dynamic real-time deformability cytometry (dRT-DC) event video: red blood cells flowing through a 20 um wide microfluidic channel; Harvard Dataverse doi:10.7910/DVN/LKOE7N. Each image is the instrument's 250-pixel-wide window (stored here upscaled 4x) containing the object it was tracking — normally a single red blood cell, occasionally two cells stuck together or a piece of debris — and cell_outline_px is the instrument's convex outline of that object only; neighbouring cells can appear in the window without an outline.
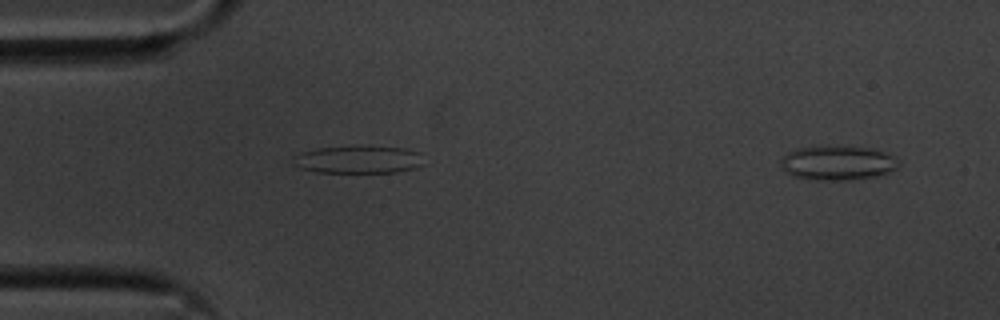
{"species": "common noctule bat (a hibernating species)", "species_latin": "Nyctalus noctula", "temperature_condition": "cold", "stored_images_in_passage": 41, "camera_frame_rate_fps": 3000, "um_per_image_px": 0.085, "animal": {"sex": "male", "body_mass_g": 20.1, "forearm_length_mm": 53.5}, "frame": {"image": 1, "passage_image": 3, "time_ms": 0.667, "image_size_px": [1000, 320], "cell_outline_px": [[424, 164], [416, 168], [396, 172], [316, 172], [300, 168], [292, 164], [292, 156], [300, 152], [316, 148], [404, 148], [420, 152]], "centroid_in_image_um": [30.43, 13.59], "position_along_channel_um": 54.6, "area_um2": 20.58}}
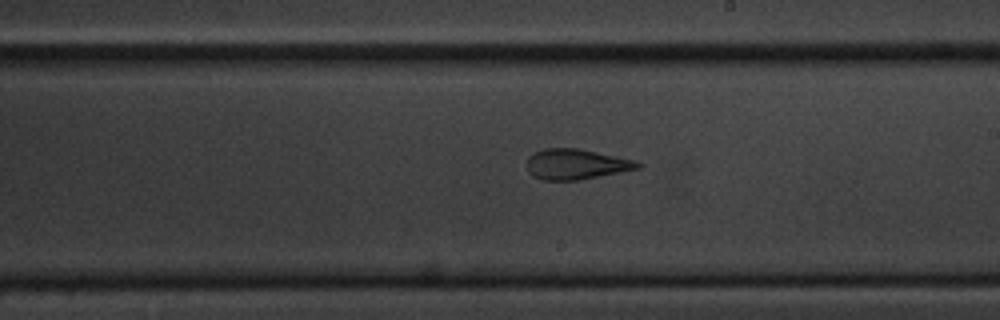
{"frame": {"image": 2, "passage_image": 19, "time_ms": 6.0, "image_size_px": [1000, 320], "cell_outline_px": [[644, 164], [640, 168], [620, 172], [576, 180], [544, 180], [532, 176], [528, 172], [528, 156], [532, 152], [544, 148], [576, 148], [636, 160]], "centroid_in_image_um": [48.96, 13.95], "position_along_channel_um": 240.0, "area_um2": 19.59}}
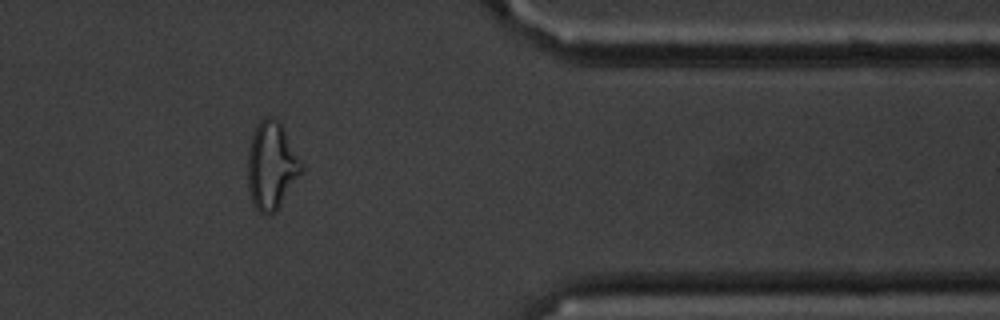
{"frame": {"image": 3, "passage_image": 33, "time_ms": 10.667, "image_size_px": [1000, 320], "cell_outline_px": [[304, 168], [276, 212], [264, 216], [252, 204], [248, 188], [248, 148], [252, 136], [260, 120], [264, 116], [272, 116], [280, 120], [304, 164]], "centroid_in_image_um": [23.09, 14.07], "position_along_channel_um": 388.3, "area_um2": 27.8}}